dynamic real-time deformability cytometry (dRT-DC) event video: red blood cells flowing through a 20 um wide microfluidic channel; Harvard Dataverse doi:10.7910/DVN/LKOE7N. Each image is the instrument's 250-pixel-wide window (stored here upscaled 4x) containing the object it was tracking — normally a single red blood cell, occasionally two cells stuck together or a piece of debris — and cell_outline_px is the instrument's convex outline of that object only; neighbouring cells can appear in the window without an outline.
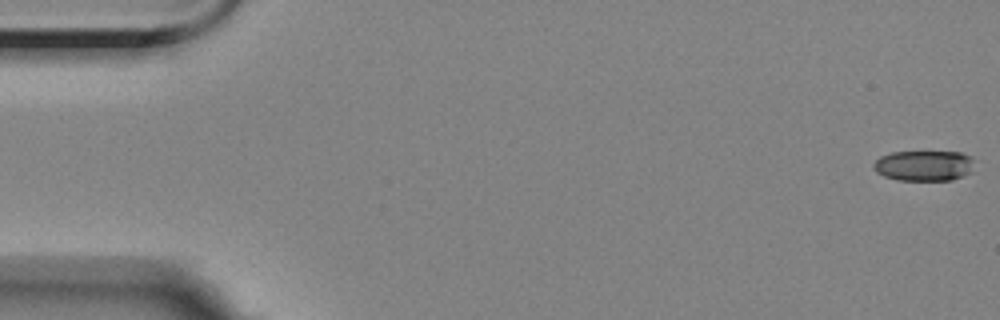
{"species": "Egyptian fruit bat (a non-hibernating species)", "species_latin": "Rousettus aegyptiacus", "temperature_condition": "room temperature", "stored_images_in_passage": 8, "camera_frame_rate_fps": 3000, "um_per_image_px": 0.085, "animal": {"sex": "female"}, "frame": {"image": 1, "passage_image": 1, "time_ms": 0.0, "image_size_px": [1000, 320], "cell_outline_px": [[972, 160], [968, 172], [964, 176], [952, 180], [896, 180], [884, 176], [876, 172], [872, 164], [880, 156], [892, 152], [960, 152], [968, 156]], "centroid_in_image_um": [78.46, 14.08], "position_along_channel_um": 6.5, "area_um2": 17.69}}
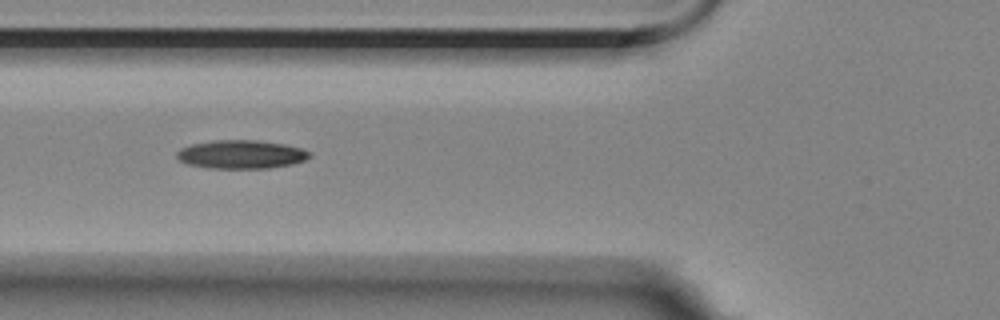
{"frame": {"image": 2, "passage_image": 7, "time_ms": 6.667, "image_size_px": [1000, 320], "cell_outline_px": [[312, 156], [304, 160], [292, 164], [268, 168], [208, 168], [188, 164], [180, 160], [176, 156], [176, 152], [180, 148], [192, 144], [212, 140], [256, 140], [284, 144], [300, 148], [308, 152]], "centroid_in_image_um": [20.47, 13.12], "position_along_channel_um": 105.3, "area_um2": 21.96}}
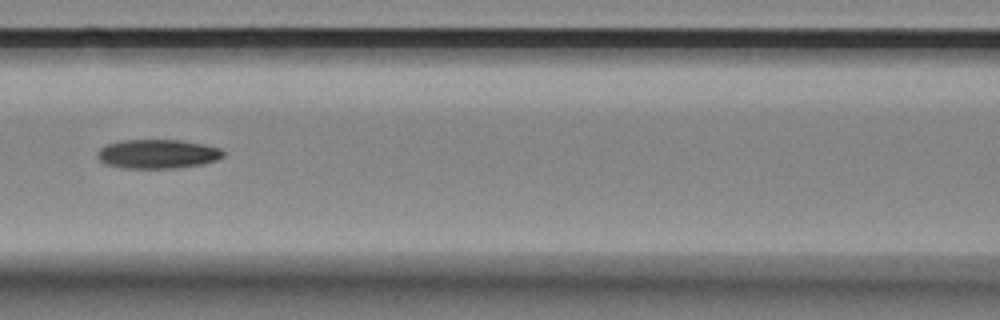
{"frame": {"image": 3, "passage_image": 8, "time_ms": 8.0, "image_size_px": [1000, 320], "cell_outline_px": [[224, 156], [216, 160], [204, 164], [176, 168], [124, 168], [108, 164], [100, 160], [96, 156], [96, 152], [100, 148], [108, 144], [120, 140], [180, 140], [204, 144], [220, 148], [224, 152]], "centroid_in_image_um": [13.41, 13.08], "position_along_channel_um": 153.2, "area_um2": 21.39}}